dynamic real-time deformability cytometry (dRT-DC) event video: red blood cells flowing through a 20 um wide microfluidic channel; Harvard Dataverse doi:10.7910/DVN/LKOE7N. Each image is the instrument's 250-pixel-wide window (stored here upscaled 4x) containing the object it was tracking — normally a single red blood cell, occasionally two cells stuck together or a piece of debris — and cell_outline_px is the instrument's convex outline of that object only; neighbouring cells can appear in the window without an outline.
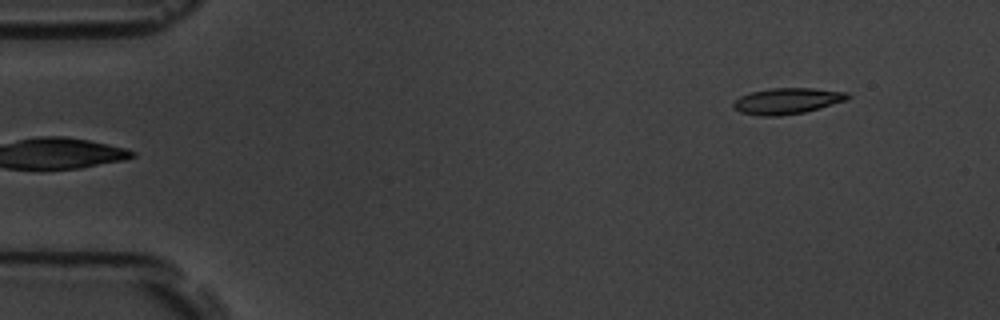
{"species": "common noctule bat (a hibernating species)", "species_latin": "Nyctalus noctula", "temperature_condition": "room temperature", "stored_images_in_passage": 5, "segment_of_instrument_passage": [2, 2], "camera_frame_rate_fps": 3000, "um_per_image_px": 0.085, "animal": {"sex": "male", "body_mass_g": 19.5, "forearm_length_mm": 54.6}, "frame": {"image": 1, "passage_image": 5, "time_ms": 5.333, "image_size_px": [1000, 320], "cell_outline_px": [[852, 96], [848, 100], [804, 112], [780, 116], [764, 116], [740, 112], [732, 108], [732, 104], [740, 96], [752, 92], [772, 88], [812, 88], [848, 92]], "centroid_in_image_um": [66.93, 8.58], "position_along_channel_um": 18.1, "area_um2": 17.34}}